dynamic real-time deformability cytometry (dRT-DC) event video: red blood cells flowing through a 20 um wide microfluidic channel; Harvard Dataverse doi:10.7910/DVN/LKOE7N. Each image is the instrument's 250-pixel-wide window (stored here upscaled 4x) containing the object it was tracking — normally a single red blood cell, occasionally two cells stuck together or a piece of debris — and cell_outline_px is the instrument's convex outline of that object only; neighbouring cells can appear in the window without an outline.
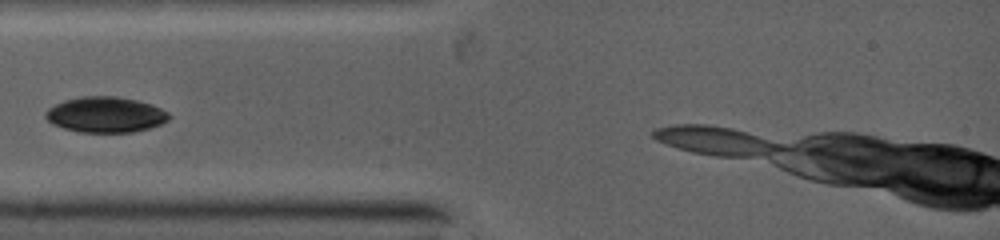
{"species": "common noctule bat (a hibernating species)", "species_latin": "Nyctalus noctula", "temperature_condition": "warm", "stored_images_in_passage": 14, "camera_frame_rate_fps": 5000, "um_per_image_px": 0.085, "animal": {"sex": "female", "body_mass_g": 19.0, "forearm_length_mm": 53.3}, "frame": {"image": 1, "passage_image": 3, "time_ms": 1.8, "image_size_px": [1000, 240], "cell_outline_px": [[168, 120], [160, 124], [148, 128], [132, 132], [80, 132], [64, 128], [52, 124], [44, 116], [44, 112], [48, 108], [64, 100], [84, 96], [116, 96], [136, 100], [160, 108], [168, 112]], "centroid_in_image_um": [8.92, 9.74], "position_along_channel_um": 76.1, "area_um2": 25.37}}
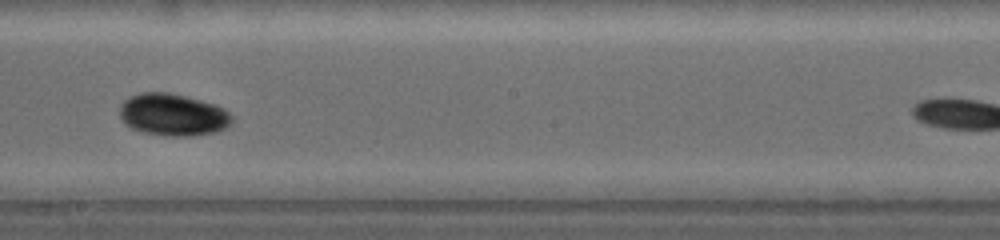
{"frame": {"image": 2, "passage_image": 7, "time_ms": 5.4, "image_size_px": [1000, 240], "cell_outline_px": [[232, 120], [224, 128], [216, 132], [192, 136], [168, 136], [140, 132], [132, 128], [120, 116], [120, 108], [124, 100], [132, 96], [144, 92], [164, 92], [212, 104], [228, 112]], "centroid_in_image_um": [14.66, 9.78], "position_along_channel_um": 233.5, "area_um2": 26.76}}
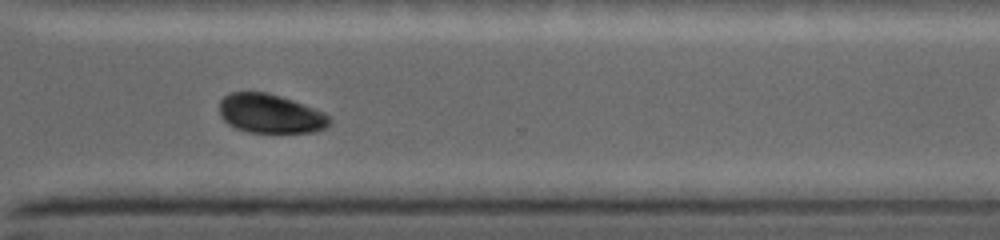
{"frame": {"image": 3, "passage_image": 10, "time_ms": 8.0, "image_size_px": [1000, 240], "cell_outline_px": [[332, 120], [324, 128], [312, 132], [248, 132], [236, 128], [228, 124], [224, 120], [220, 112], [220, 100], [224, 96], [232, 92], [264, 92], [292, 100], [324, 112]], "centroid_in_image_um": [22.96, 9.66], "position_along_channel_um": 347.6, "area_um2": 24.74}}